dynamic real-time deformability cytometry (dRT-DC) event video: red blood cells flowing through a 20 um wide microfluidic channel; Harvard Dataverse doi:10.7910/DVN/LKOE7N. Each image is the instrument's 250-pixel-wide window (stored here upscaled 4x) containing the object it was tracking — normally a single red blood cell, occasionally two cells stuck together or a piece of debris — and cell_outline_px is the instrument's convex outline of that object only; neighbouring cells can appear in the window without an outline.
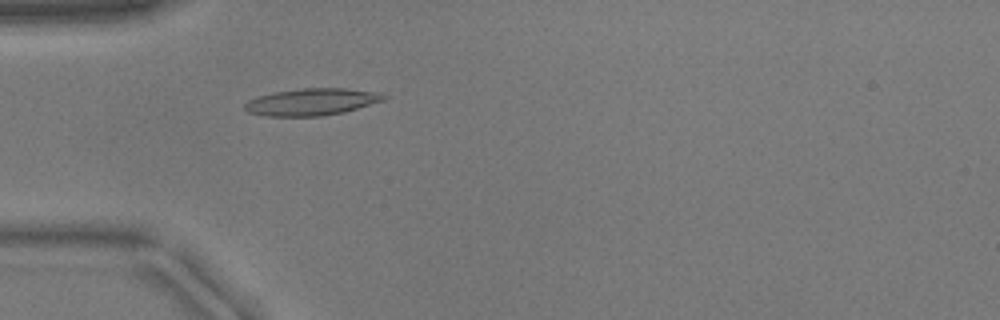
{"species": "common noctule bat (a hibernating species)", "species_latin": "Nyctalus noctula", "temperature_condition": "warm", "stored_images_in_passage": 39, "camera_frame_rate_fps": 3000, "um_per_image_px": 0.085, "animal": {"sex": "male", "body_mass_g": 17.9}, "frame": {"image": 1, "passage_image": 10, "time_ms": 3.0, "image_size_px": [1000, 320], "cell_outline_px": [[388, 96], [384, 100], [344, 112], [320, 116], [264, 116], [248, 112], [244, 108], [244, 104], [248, 100], [272, 92], [300, 88], [344, 88], [380, 92]], "centroid_in_image_um": [26.49, 8.65], "position_along_channel_um": 58.5, "area_um2": 21.91}}
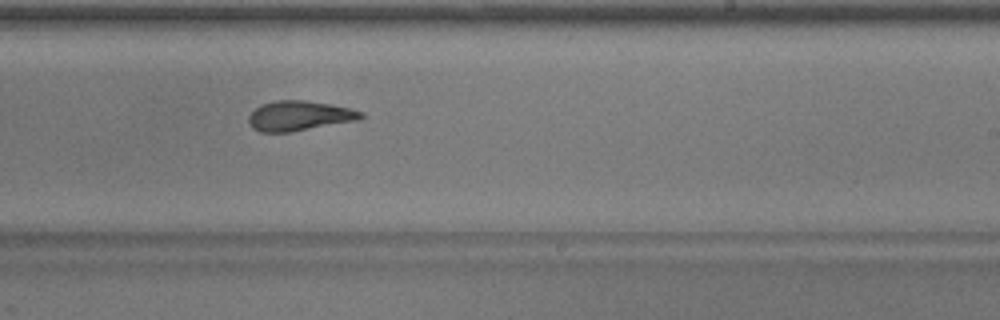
{"frame": {"image": 2, "passage_image": 26, "time_ms": 8.333, "image_size_px": [1000, 320], "cell_outline_px": [[364, 116], [360, 120], [292, 132], [260, 132], [252, 128], [248, 124], [248, 116], [260, 104], [276, 100], [304, 100], [328, 104], [348, 108], [364, 112]], "centroid_in_image_um": [25.42, 9.85], "position_along_channel_um": 263.6, "area_um2": 19.71}}
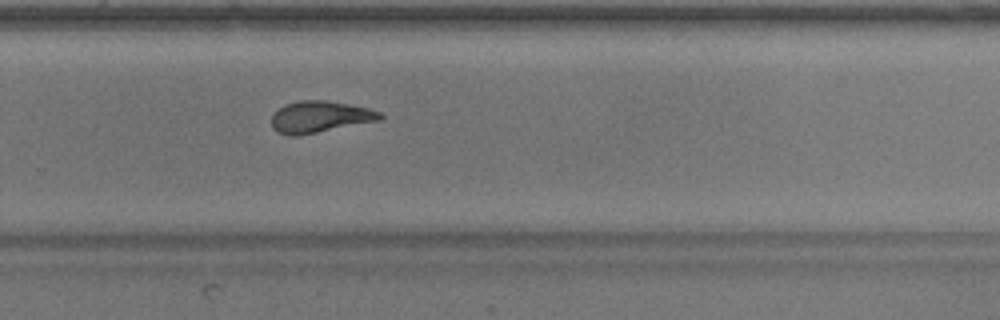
{"frame": {"image": 3, "passage_image": 29, "time_ms": 9.333, "image_size_px": [1000, 320], "cell_outline_px": [[384, 116], [380, 120], [296, 136], [292, 136], [280, 132], [272, 128], [272, 116], [284, 104], [300, 100], [328, 100], [368, 108], [380, 112]], "centroid_in_image_um": [27.2, 9.92], "position_along_channel_um": 302.6, "area_um2": 19.71}}